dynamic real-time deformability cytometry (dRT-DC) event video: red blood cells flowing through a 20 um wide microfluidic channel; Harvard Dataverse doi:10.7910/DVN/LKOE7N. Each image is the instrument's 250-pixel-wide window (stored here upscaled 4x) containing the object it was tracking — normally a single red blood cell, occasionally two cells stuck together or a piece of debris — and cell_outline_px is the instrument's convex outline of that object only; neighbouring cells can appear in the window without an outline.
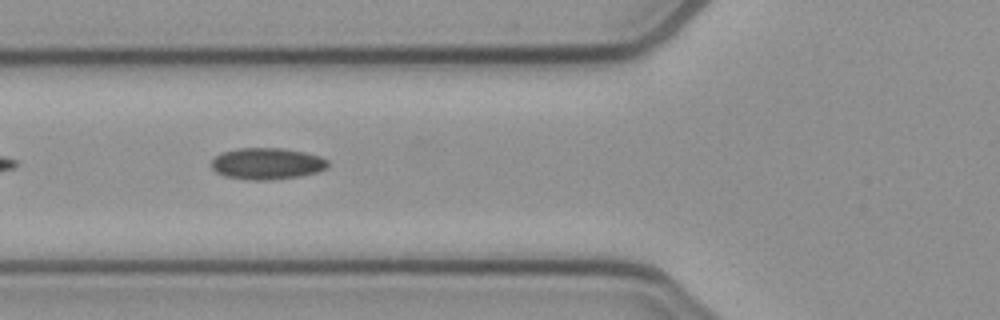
{"species": "common noctule bat (a hibernating species)", "species_latin": "Nyctalus noctula", "temperature_condition": "cold", "stored_images_in_passage": 34, "camera_frame_rate_fps": 3000, "um_per_image_px": 0.085, "animal": {"sex": "female", "body_mass_g": 21.9}, "frame": {"image": 1, "passage_image": 5, "time_ms": 1.333, "image_size_px": [1000, 320], "cell_outline_px": [[328, 168], [316, 172], [300, 176], [272, 180], [248, 180], [224, 176], [216, 172], [212, 168], [212, 160], [220, 152], [240, 148], [280, 148], [304, 152], [320, 156], [328, 160]], "centroid_in_image_um": [22.69, 13.91], "position_along_channel_um": 103.1, "area_um2": 21.5}}
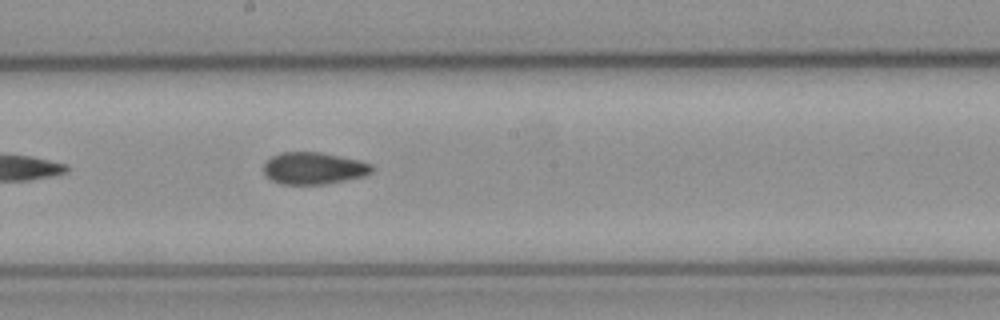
{"frame": {"image": 2, "passage_image": 14, "time_ms": 4.333, "image_size_px": [1000, 320], "cell_outline_px": [[376, 168], [372, 172], [364, 176], [324, 184], [280, 184], [264, 176], [264, 160], [280, 152], [320, 152], [360, 160], [372, 164]], "centroid_in_image_um": [26.65, 14.29], "position_along_channel_um": 221.5, "area_um2": 20.4}}
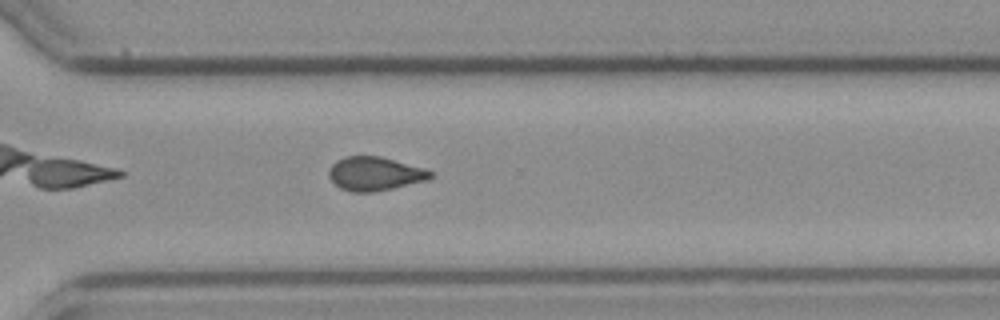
{"frame": {"image": 3, "passage_image": 23, "time_ms": 7.333, "image_size_px": [1000, 320], "cell_outline_px": [[432, 176], [428, 180], [376, 192], [352, 192], [340, 188], [328, 176], [328, 172], [332, 164], [336, 160], [344, 156], [380, 156], [424, 168], [432, 172]], "centroid_in_image_um": [31.85, 14.77], "position_along_channel_um": 338.8, "area_um2": 20.0}, "authors_computed_cell_mechanics": {"area_um2": 20.3167, "velocity_mm_per_s": 3.9195, "shape_relaxation_time_tau1_ms": null, "shape_relaxation_time_tau2_ms": 3.4285, "deformation_change_tau1": null, "deformation_change_tau2": 0.0992}}